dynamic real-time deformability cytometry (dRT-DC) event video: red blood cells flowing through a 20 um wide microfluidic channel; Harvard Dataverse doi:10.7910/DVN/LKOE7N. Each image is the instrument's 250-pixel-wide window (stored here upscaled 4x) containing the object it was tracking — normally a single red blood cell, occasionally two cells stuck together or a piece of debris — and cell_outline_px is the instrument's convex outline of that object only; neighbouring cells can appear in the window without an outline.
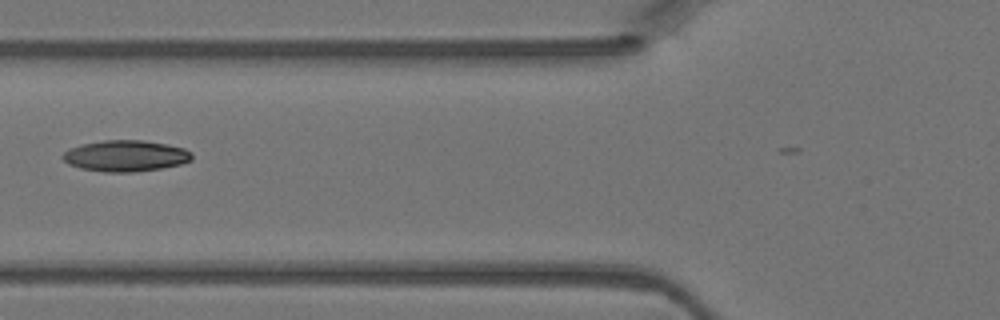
{"species": "Egyptian fruit bat (a non-hibernating species)", "species_latin": "Rousettus aegyptiacus", "temperature_condition": "warm", "stored_images_in_passage": 5, "camera_frame_rate_fps": 3000, "um_per_image_px": 0.085, "animal": {"sex": "female"}, "frame": {"image": 1, "passage_image": 5, "time_ms": 1.333, "image_size_px": [1000, 320], "cell_outline_px": [[192, 160], [180, 164], [160, 168], [136, 172], [104, 172], [80, 168], [68, 164], [60, 156], [68, 148], [80, 144], [104, 140], [144, 140], [168, 144], [184, 148], [192, 152]], "centroid_in_image_um": [10.65, 13.24], "position_along_channel_um": 115.1, "area_um2": 23.7}}